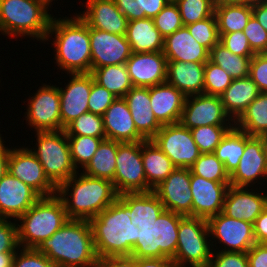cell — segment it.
Returning a JSON list of instances; mask_svg holds the SVG:
<instances>
[{
  "instance_id": "7bdbcfd3",
  "label": "cell",
  "mask_w": 267,
  "mask_h": 267,
  "mask_svg": "<svg viewBox=\"0 0 267 267\" xmlns=\"http://www.w3.org/2000/svg\"><path fill=\"white\" fill-rule=\"evenodd\" d=\"M64 131L67 136H91L106 139L101 115L87 112L69 123Z\"/></svg>"
},
{
  "instance_id": "4dcf8cb0",
  "label": "cell",
  "mask_w": 267,
  "mask_h": 267,
  "mask_svg": "<svg viewBox=\"0 0 267 267\" xmlns=\"http://www.w3.org/2000/svg\"><path fill=\"white\" fill-rule=\"evenodd\" d=\"M260 91L248 76L233 79L230 86L221 94L220 98L226 113L235 122L246 108L258 97Z\"/></svg>"
},
{
  "instance_id": "7c38bea8",
  "label": "cell",
  "mask_w": 267,
  "mask_h": 267,
  "mask_svg": "<svg viewBox=\"0 0 267 267\" xmlns=\"http://www.w3.org/2000/svg\"><path fill=\"white\" fill-rule=\"evenodd\" d=\"M211 246L219 243L224 249L217 247V251H234L247 253L256 243L253 224L244 220L228 217L223 212L210 217L208 220ZM216 239V240H215ZM216 241H218L216 243ZM215 242V244H213Z\"/></svg>"
},
{
  "instance_id": "bcb514c9",
  "label": "cell",
  "mask_w": 267,
  "mask_h": 267,
  "mask_svg": "<svg viewBox=\"0 0 267 267\" xmlns=\"http://www.w3.org/2000/svg\"><path fill=\"white\" fill-rule=\"evenodd\" d=\"M233 78L217 64L208 60L204 70V94L221 96L230 86Z\"/></svg>"
},
{
  "instance_id": "52a82bcc",
  "label": "cell",
  "mask_w": 267,
  "mask_h": 267,
  "mask_svg": "<svg viewBox=\"0 0 267 267\" xmlns=\"http://www.w3.org/2000/svg\"><path fill=\"white\" fill-rule=\"evenodd\" d=\"M185 216L164 210L154 223L137 225V241L132 248L136 258H170L175 257L180 221Z\"/></svg>"
},
{
  "instance_id": "ac0fdd59",
  "label": "cell",
  "mask_w": 267,
  "mask_h": 267,
  "mask_svg": "<svg viewBox=\"0 0 267 267\" xmlns=\"http://www.w3.org/2000/svg\"><path fill=\"white\" fill-rule=\"evenodd\" d=\"M230 182L207 180L191 172L192 217L208 220L223 211Z\"/></svg>"
},
{
  "instance_id": "9c48e42d",
  "label": "cell",
  "mask_w": 267,
  "mask_h": 267,
  "mask_svg": "<svg viewBox=\"0 0 267 267\" xmlns=\"http://www.w3.org/2000/svg\"><path fill=\"white\" fill-rule=\"evenodd\" d=\"M209 237L206 219L185 216L179 223L177 249L172 259L174 266H209L213 252Z\"/></svg>"
},
{
  "instance_id": "484cf974",
  "label": "cell",
  "mask_w": 267,
  "mask_h": 267,
  "mask_svg": "<svg viewBox=\"0 0 267 267\" xmlns=\"http://www.w3.org/2000/svg\"><path fill=\"white\" fill-rule=\"evenodd\" d=\"M151 109L161 125L180 123L186 96L173 85L164 82L149 87Z\"/></svg>"
},
{
  "instance_id": "9a60e30c",
  "label": "cell",
  "mask_w": 267,
  "mask_h": 267,
  "mask_svg": "<svg viewBox=\"0 0 267 267\" xmlns=\"http://www.w3.org/2000/svg\"><path fill=\"white\" fill-rule=\"evenodd\" d=\"M8 172L34 189L41 197L57 194V187L48 179L42 164L28 147L10 148Z\"/></svg>"
},
{
  "instance_id": "91938a15",
  "label": "cell",
  "mask_w": 267,
  "mask_h": 267,
  "mask_svg": "<svg viewBox=\"0 0 267 267\" xmlns=\"http://www.w3.org/2000/svg\"><path fill=\"white\" fill-rule=\"evenodd\" d=\"M256 243L267 244V206L253 223Z\"/></svg>"
},
{
  "instance_id": "1f68e13d",
  "label": "cell",
  "mask_w": 267,
  "mask_h": 267,
  "mask_svg": "<svg viewBox=\"0 0 267 267\" xmlns=\"http://www.w3.org/2000/svg\"><path fill=\"white\" fill-rule=\"evenodd\" d=\"M126 39L134 53L162 52L164 38L152 18L128 21Z\"/></svg>"
},
{
  "instance_id": "681fc988",
  "label": "cell",
  "mask_w": 267,
  "mask_h": 267,
  "mask_svg": "<svg viewBox=\"0 0 267 267\" xmlns=\"http://www.w3.org/2000/svg\"><path fill=\"white\" fill-rule=\"evenodd\" d=\"M116 99L117 97L105 87L96 83L92 76V87L88 101L89 112L102 116Z\"/></svg>"
},
{
  "instance_id": "5b68a950",
  "label": "cell",
  "mask_w": 267,
  "mask_h": 267,
  "mask_svg": "<svg viewBox=\"0 0 267 267\" xmlns=\"http://www.w3.org/2000/svg\"><path fill=\"white\" fill-rule=\"evenodd\" d=\"M48 7L44 0H0L1 34L46 42L53 18Z\"/></svg>"
},
{
  "instance_id": "60d3db41",
  "label": "cell",
  "mask_w": 267,
  "mask_h": 267,
  "mask_svg": "<svg viewBox=\"0 0 267 267\" xmlns=\"http://www.w3.org/2000/svg\"><path fill=\"white\" fill-rule=\"evenodd\" d=\"M71 153L72 162L79 171L80 168H85L91 161L92 156L102 142V138L91 136H67Z\"/></svg>"
},
{
  "instance_id": "94428289",
  "label": "cell",
  "mask_w": 267,
  "mask_h": 267,
  "mask_svg": "<svg viewBox=\"0 0 267 267\" xmlns=\"http://www.w3.org/2000/svg\"><path fill=\"white\" fill-rule=\"evenodd\" d=\"M137 267H175L170 258H137Z\"/></svg>"
},
{
  "instance_id": "6da1fadb",
  "label": "cell",
  "mask_w": 267,
  "mask_h": 267,
  "mask_svg": "<svg viewBox=\"0 0 267 267\" xmlns=\"http://www.w3.org/2000/svg\"><path fill=\"white\" fill-rule=\"evenodd\" d=\"M36 249L55 267H95L98 261L89 220L69 219Z\"/></svg>"
},
{
  "instance_id": "83f0119b",
  "label": "cell",
  "mask_w": 267,
  "mask_h": 267,
  "mask_svg": "<svg viewBox=\"0 0 267 267\" xmlns=\"http://www.w3.org/2000/svg\"><path fill=\"white\" fill-rule=\"evenodd\" d=\"M129 107L137 131L146 139H152L161 129L151 109L148 87H132L123 97Z\"/></svg>"
},
{
  "instance_id": "03108f58",
  "label": "cell",
  "mask_w": 267,
  "mask_h": 267,
  "mask_svg": "<svg viewBox=\"0 0 267 267\" xmlns=\"http://www.w3.org/2000/svg\"><path fill=\"white\" fill-rule=\"evenodd\" d=\"M260 141H261V144H262V148H263V152L266 156V161H267V133H263L259 136H257Z\"/></svg>"
},
{
  "instance_id": "9f6ffc18",
  "label": "cell",
  "mask_w": 267,
  "mask_h": 267,
  "mask_svg": "<svg viewBox=\"0 0 267 267\" xmlns=\"http://www.w3.org/2000/svg\"><path fill=\"white\" fill-rule=\"evenodd\" d=\"M249 77L260 92H267V53H256L252 57Z\"/></svg>"
},
{
  "instance_id": "d590c367",
  "label": "cell",
  "mask_w": 267,
  "mask_h": 267,
  "mask_svg": "<svg viewBox=\"0 0 267 267\" xmlns=\"http://www.w3.org/2000/svg\"><path fill=\"white\" fill-rule=\"evenodd\" d=\"M251 137L252 136L234 126L226 133L219 145L216 147L214 154L221 162L224 163L225 169L229 175L239 165V160L245 149V143Z\"/></svg>"
},
{
  "instance_id": "ab89813d",
  "label": "cell",
  "mask_w": 267,
  "mask_h": 267,
  "mask_svg": "<svg viewBox=\"0 0 267 267\" xmlns=\"http://www.w3.org/2000/svg\"><path fill=\"white\" fill-rule=\"evenodd\" d=\"M128 21L154 18L170 0H113Z\"/></svg>"
},
{
  "instance_id": "8fae6325",
  "label": "cell",
  "mask_w": 267,
  "mask_h": 267,
  "mask_svg": "<svg viewBox=\"0 0 267 267\" xmlns=\"http://www.w3.org/2000/svg\"><path fill=\"white\" fill-rule=\"evenodd\" d=\"M152 141L176 168H190L201 155L190 129L181 123L162 125Z\"/></svg>"
},
{
  "instance_id": "be15d7a7",
  "label": "cell",
  "mask_w": 267,
  "mask_h": 267,
  "mask_svg": "<svg viewBox=\"0 0 267 267\" xmlns=\"http://www.w3.org/2000/svg\"><path fill=\"white\" fill-rule=\"evenodd\" d=\"M252 15L267 31V2L252 5Z\"/></svg>"
},
{
  "instance_id": "e0dca14e",
  "label": "cell",
  "mask_w": 267,
  "mask_h": 267,
  "mask_svg": "<svg viewBox=\"0 0 267 267\" xmlns=\"http://www.w3.org/2000/svg\"><path fill=\"white\" fill-rule=\"evenodd\" d=\"M91 71L108 65L125 64L131 57L126 35L112 34L89 27Z\"/></svg>"
},
{
  "instance_id": "f546056e",
  "label": "cell",
  "mask_w": 267,
  "mask_h": 267,
  "mask_svg": "<svg viewBox=\"0 0 267 267\" xmlns=\"http://www.w3.org/2000/svg\"><path fill=\"white\" fill-rule=\"evenodd\" d=\"M118 199L128 208L131 223L135 226L154 223L165 210L154 191L123 193Z\"/></svg>"
},
{
  "instance_id": "4fadbf2b",
  "label": "cell",
  "mask_w": 267,
  "mask_h": 267,
  "mask_svg": "<svg viewBox=\"0 0 267 267\" xmlns=\"http://www.w3.org/2000/svg\"><path fill=\"white\" fill-rule=\"evenodd\" d=\"M27 100L25 120L35 132L61 130L60 93L56 85L44 83Z\"/></svg>"
},
{
  "instance_id": "44dd1931",
  "label": "cell",
  "mask_w": 267,
  "mask_h": 267,
  "mask_svg": "<svg viewBox=\"0 0 267 267\" xmlns=\"http://www.w3.org/2000/svg\"><path fill=\"white\" fill-rule=\"evenodd\" d=\"M167 58L162 52H132L125 63L134 87H153L166 82Z\"/></svg>"
},
{
  "instance_id": "3957f363",
  "label": "cell",
  "mask_w": 267,
  "mask_h": 267,
  "mask_svg": "<svg viewBox=\"0 0 267 267\" xmlns=\"http://www.w3.org/2000/svg\"><path fill=\"white\" fill-rule=\"evenodd\" d=\"M57 195L69 219L89 221L118 198L112 181L79 171L57 188Z\"/></svg>"
},
{
  "instance_id": "f35d334b",
  "label": "cell",
  "mask_w": 267,
  "mask_h": 267,
  "mask_svg": "<svg viewBox=\"0 0 267 267\" xmlns=\"http://www.w3.org/2000/svg\"><path fill=\"white\" fill-rule=\"evenodd\" d=\"M251 59L252 57L232 54L220 42L210 50L209 54V60L225 70L233 79L249 76Z\"/></svg>"
},
{
  "instance_id": "680465c9",
  "label": "cell",
  "mask_w": 267,
  "mask_h": 267,
  "mask_svg": "<svg viewBox=\"0 0 267 267\" xmlns=\"http://www.w3.org/2000/svg\"><path fill=\"white\" fill-rule=\"evenodd\" d=\"M249 267H267V244L255 243L247 252Z\"/></svg>"
},
{
  "instance_id": "ee69618b",
  "label": "cell",
  "mask_w": 267,
  "mask_h": 267,
  "mask_svg": "<svg viewBox=\"0 0 267 267\" xmlns=\"http://www.w3.org/2000/svg\"><path fill=\"white\" fill-rule=\"evenodd\" d=\"M183 26L204 20L214 14L216 0H176Z\"/></svg>"
},
{
  "instance_id": "11a10c76",
  "label": "cell",
  "mask_w": 267,
  "mask_h": 267,
  "mask_svg": "<svg viewBox=\"0 0 267 267\" xmlns=\"http://www.w3.org/2000/svg\"><path fill=\"white\" fill-rule=\"evenodd\" d=\"M0 218V253L17 252L18 243L17 221Z\"/></svg>"
},
{
  "instance_id": "f907efd6",
  "label": "cell",
  "mask_w": 267,
  "mask_h": 267,
  "mask_svg": "<svg viewBox=\"0 0 267 267\" xmlns=\"http://www.w3.org/2000/svg\"><path fill=\"white\" fill-rule=\"evenodd\" d=\"M219 42L232 54L244 57H253L256 53L251 49L248 39L243 31L232 33H219Z\"/></svg>"
},
{
  "instance_id": "f6af8a7d",
  "label": "cell",
  "mask_w": 267,
  "mask_h": 267,
  "mask_svg": "<svg viewBox=\"0 0 267 267\" xmlns=\"http://www.w3.org/2000/svg\"><path fill=\"white\" fill-rule=\"evenodd\" d=\"M234 126H199L190 129L201 154L214 153L226 133Z\"/></svg>"
},
{
  "instance_id": "d4e9b609",
  "label": "cell",
  "mask_w": 267,
  "mask_h": 267,
  "mask_svg": "<svg viewBox=\"0 0 267 267\" xmlns=\"http://www.w3.org/2000/svg\"><path fill=\"white\" fill-rule=\"evenodd\" d=\"M102 117L106 139L121 143L146 140L137 131L128 104L124 98H117Z\"/></svg>"
},
{
  "instance_id": "8d00e7d4",
  "label": "cell",
  "mask_w": 267,
  "mask_h": 267,
  "mask_svg": "<svg viewBox=\"0 0 267 267\" xmlns=\"http://www.w3.org/2000/svg\"><path fill=\"white\" fill-rule=\"evenodd\" d=\"M234 126L250 136L267 133V92L259 93L234 122Z\"/></svg>"
},
{
  "instance_id": "d6986e66",
  "label": "cell",
  "mask_w": 267,
  "mask_h": 267,
  "mask_svg": "<svg viewBox=\"0 0 267 267\" xmlns=\"http://www.w3.org/2000/svg\"><path fill=\"white\" fill-rule=\"evenodd\" d=\"M65 88L60 93L61 130L82 114L89 112L88 101L92 87L90 73L69 74Z\"/></svg>"
},
{
  "instance_id": "4316f807",
  "label": "cell",
  "mask_w": 267,
  "mask_h": 267,
  "mask_svg": "<svg viewBox=\"0 0 267 267\" xmlns=\"http://www.w3.org/2000/svg\"><path fill=\"white\" fill-rule=\"evenodd\" d=\"M163 53L167 61L206 63L210 51L194 39L186 26H182L164 39Z\"/></svg>"
},
{
  "instance_id": "7a4b0ae2",
  "label": "cell",
  "mask_w": 267,
  "mask_h": 267,
  "mask_svg": "<svg viewBox=\"0 0 267 267\" xmlns=\"http://www.w3.org/2000/svg\"><path fill=\"white\" fill-rule=\"evenodd\" d=\"M52 35L57 69H63L67 75L91 73L89 26L77 13L63 18L53 15L46 41Z\"/></svg>"
},
{
  "instance_id": "7402d4cb",
  "label": "cell",
  "mask_w": 267,
  "mask_h": 267,
  "mask_svg": "<svg viewBox=\"0 0 267 267\" xmlns=\"http://www.w3.org/2000/svg\"><path fill=\"white\" fill-rule=\"evenodd\" d=\"M267 178V161L262 144L257 136L246 143L239 165L230 174V185L234 187H253L258 180ZM257 180V181H256ZM256 181V182H255ZM254 184V185H253Z\"/></svg>"
},
{
  "instance_id": "7dc6e473",
  "label": "cell",
  "mask_w": 267,
  "mask_h": 267,
  "mask_svg": "<svg viewBox=\"0 0 267 267\" xmlns=\"http://www.w3.org/2000/svg\"><path fill=\"white\" fill-rule=\"evenodd\" d=\"M186 27L194 39L209 51L219 42L220 36L214 14L204 20L186 25Z\"/></svg>"
},
{
  "instance_id": "5bb4252c",
  "label": "cell",
  "mask_w": 267,
  "mask_h": 267,
  "mask_svg": "<svg viewBox=\"0 0 267 267\" xmlns=\"http://www.w3.org/2000/svg\"><path fill=\"white\" fill-rule=\"evenodd\" d=\"M180 123L188 129L209 125L234 126V121L226 113L220 96L206 94L186 97Z\"/></svg>"
},
{
  "instance_id": "db71d44e",
  "label": "cell",
  "mask_w": 267,
  "mask_h": 267,
  "mask_svg": "<svg viewBox=\"0 0 267 267\" xmlns=\"http://www.w3.org/2000/svg\"><path fill=\"white\" fill-rule=\"evenodd\" d=\"M212 250L210 267H249L247 253Z\"/></svg>"
},
{
  "instance_id": "277c9868",
  "label": "cell",
  "mask_w": 267,
  "mask_h": 267,
  "mask_svg": "<svg viewBox=\"0 0 267 267\" xmlns=\"http://www.w3.org/2000/svg\"><path fill=\"white\" fill-rule=\"evenodd\" d=\"M90 224L98 258L132 254L139 228L131 223L128 208L118 198Z\"/></svg>"
},
{
  "instance_id": "e575fe53",
  "label": "cell",
  "mask_w": 267,
  "mask_h": 267,
  "mask_svg": "<svg viewBox=\"0 0 267 267\" xmlns=\"http://www.w3.org/2000/svg\"><path fill=\"white\" fill-rule=\"evenodd\" d=\"M121 142L104 139L92 156L91 161L82 169L83 173L95 177L114 180L116 171V156Z\"/></svg>"
},
{
  "instance_id": "f1b7e54d",
  "label": "cell",
  "mask_w": 267,
  "mask_h": 267,
  "mask_svg": "<svg viewBox=\"0 0 267 267\" xmlns=\"http://www.w3.org/2000/svg\"><path fill=\"white\" fill-rule=\"evenodd\" d=\"M204 70L205 63L168 61L166 82L186 97L204 94Z\"/></svg>"
},
{
  "instance_id": "f5cc1de1",
  "label": "cell",
  "mask_w": 267,
  "mask_h": 267,
  "mask_svg": "<svg viewBox=\"0 0 267 267\" xmlns=\"http://www.w3.org/2000/svg\"><path fill=\"white\" fill-rule=\"evenodd\" d=\"M243 32L255 53H267V31L253 15L250 17Z\"/></svg>"
},
{
  "instance_id": "ffe728a7",
  "label": "cell",
  "mask_w": 267,
  "mask_h": 267,
  "mask_svg": "<svg viewBox=\"0 0 267 267\" xmlns=\"http://www.w3.org/2000/svg\"><path fill=\"white\" fill-rule=\"evenodd\" d=\"M41 196L9 172L0 180V218L17 220Z\"/></svg>"
},
{
  "instance_id": "e7e4bbea",
  "label": "cell",
  "mask_w": 267,
  "mask_h": 267,
  "mask_svg": "<svg viewBox=\"0 0 267 267\" xmlns=\"http://www.w3.org/2000/svg\"><path fill=\"white\" fill-rule=\"evenodd\" d=\"M15 253L16 252L0 253V267H12Z\"/></svg>"
},
{
  "instance_id": "6f0895ef",
  "label": "cell",
  "mask_w": 267,
  "mask_h": 267,
  "mask_svg": "<svg viewBox=\"0 0 267 267\" xmlns=\"http://www.w3.org/2000/svg\"><path fill=\"white\" fill-rule=\"evenodd\" d=\"M95 267H137V258L132 255L100 257Z\"/></svg>"
},
{
  "instance_id": "b9f144b4",
  "label": "cell",
  "mask_w": 267,
  "mask_h": 267,
  "mask_svg": "<svg viewBox=\"0 0 267 267\" xmlns=\"http://www.w3.org/2000/svg\"><path fill=\"white\" fill-rule=\"evenodd\" d=\"M190 170L194 175L207 180L230 182V175L226 171L224 163L214 153L201 154Z\"/></svg>"
},
{
  "instance_id": "cb8c5ba5",
  "label": "cell",
  "mask_w": 267,
  "mask_h": 267,
  "mask_svg": "<svg viewBox=\"0 0 267 267\" xmlns=\"http://www.w3.org/2000/svg\"><path fill=\"white\" fill-rule=\"evenodd\" d=\"M77 14L91 28L126 35L128 19L113 0H87L86 9Z\"/></svg>"
},
{
  "instance_id": "003e7915",
  "label": "cell",
  "mask_w": 267,
  "mask_h": 267,
  "mask_svg": "<svg viewBox=\"0 0 267 267\" xmlns=\"http://www.w3.org/2000/svg\"><path fill=\"white\" fill-rule=\"evenodd\" d=\"M230 1H234V2H241L244 4H248V5H255V4H260L263 2H267V0H230Z\"/></svg>"
},
{
  "instance_id": "8992f818",
  "label": "cell",
  "mask_w": 267,
  "mask_h": 267,
  "mask_svg": "<svg viewBox=\"0 0 267 267\" xmlns=\"http://www.w3.org/2000/svg\"><path fill=\"white\" fill-rule=\"evenodd\" d=\"M69 217L57 195L40 197L17 222L18 243L22 248L36 249L59 230Z\"/></svg>"
},
{
  "instance_id": "c3c4849f",
  "label": "cell",
  "mask_w": 267,
  "mask_h": 267,
  "mask_svg": "<svg viewBox=\"0 0 267 267\" xmlns=\"http://www.w3.org/2000/svg\"><path fill=\"white\" fill-rule=\"evenodd\" d=\"M153 22L164 39L183 26L178 5L172 1L153 18Z\"/></svg>"
},
{
  "instance_id": "836d02e7",
  "label": "cell",
  "mask_w": 267,
  "mask_h": 267,
  "mask_svg": "<svg viewBox=\"0 0 267 267\" xmlns=\"http://www.w3.org/2000/svg\"><path fill=\"white\" fill-rule=\"evenodd\" d=\"M214 15L218 33L243 31L252 16V5L230 0H216Z\"/></svg>"
},
{
  "instance_id": "2e32d148",
  "label": "cell",
  "mask_w": 267,
  "mask_h": 267,
  "mask_svg": "<svg viewBox=\"0 0 267 267\" xmlns=\"http://www.w3.org/2000/svg\"><path fill=\"white\" fill-rule=\"evenodd\" d=\"M190 168H175L153 191L165 210L192 217V192Z\"/></svg>"
},
{
  "instance_id": "74e56055",
  "label": "cell",
  "mask_w": 267,
  "mask_h": 267,
  "mask_svg": "<svg viewBox=\"0 0 267 267\" xmlns=\"http://www.w3.org/2000/svg\"><path fill=\"white\" fill-rule=\"evenodd\" d=\"M90 74L96 83L105 87L117 98H123L133 87L125 64L95 68Z\"/></svg>"
},
{
  "instance_id": "816d5d0a",
  "label": "cell",
  "mask_w": 267,
  "mask_h": 267,
  "mask_svg": "<svg viewBox=\"0 0 267 267\" xmlns=\"http://www.w3.org/2000/svg\"><path fill=\"white\" fill-rule=\"evenodd\" d=\"M12 267H55V265L37 249L20 247L15 253Z\"/></svg>"
},
{
  "instance_id": "603a6c76",
  "label": "cell",
  "mask_w": 267,
  "mask_h": 267,
  "mask_svg": "<svg viewBox=\"0 0 267 267\" xmlns=\"http://www.w3.org/2000/svg\"><path fill=\"white\" fill-rule=\"evenodd\" d=\"M251 190V191H250ZM258 193H257V192ZM248 187L229 186L223 206V213L228 217L254 223L267 206L266 192Z\"/></svg>"
},
{
  "instance_id": "30bf717a",
  "label": "cell",
  "mask_w": 267,
  "mask_h": 267,
  "mask_svg": "<svg viewBox=\"0 0 267 267\" xmlns=\"http://www.w3.org/2000/svg\"><path fill=\"white\" fill-rule=\"evenodd\" d=\"M118 195L153 191L147 184L142 161V141L118 145L116 171L112 181Z\"/></svg>"
},
{
  "instance_id": "ba28073f",
  "label": "cell",
  "mask_w": 267,
  "mask_h": 267,
  "mask_svg": "<svg viewBox=\"0 0 267 267\" xmlns=\"http://www.w3.org/2000/svg\"><path fill=\"white\" fill-rule=\"evenodd\" d=\"M35 133L36 149H29L42 164L48 179L58 188L78 172L71 159L68 137L64 130Z\"/></svg>"
},
{
  "instance_id": "d6a6232c",
  "label": "cell",
  "mask_w": 267,
  "mask_h": 267,
  "mask_svg": "<svg viewBox=\"0 0 267 267\" xmlns=\"http://www.w3.org/2000/svg\"><path fill=\"white\" fill-rule=\"evenodd\" d=\"M142 161L147 184L152 190L176 168L152 139L142 141Z\"/></svg>"
},
{
  "instance_id": "6125c7cd",
  "label": "cell",
  "mask_w": 267,
  "mask_h": 267,
  "mask_svg": "<svg viewBox=\"0 0 267 267\" xmlns=\"http://www.w3.org/2000/svg\"><path fill=\"white\" fill-rule=\"evenodd\" d=\"M4 141L0 134V180L8 173V160L10 148L5 147ZM9 148V149H8Z\"/></svg>"
},
{
  "instance_id": "a7ac6f4b",
  "label": "cell",
  "mask_w": 267,
  "mask_h": 267,
  "mask_svg": "<svg viewBox=\"0 0 267 267\" xmlns=\"http://www.w3.org/2000/svg\"><path fill=\"white\" fill-rule=\"evenodd\" d=\"M44 1H46L51 6L52 5V1H55V0H44Z\"/></svg>"
}]
</instances>
